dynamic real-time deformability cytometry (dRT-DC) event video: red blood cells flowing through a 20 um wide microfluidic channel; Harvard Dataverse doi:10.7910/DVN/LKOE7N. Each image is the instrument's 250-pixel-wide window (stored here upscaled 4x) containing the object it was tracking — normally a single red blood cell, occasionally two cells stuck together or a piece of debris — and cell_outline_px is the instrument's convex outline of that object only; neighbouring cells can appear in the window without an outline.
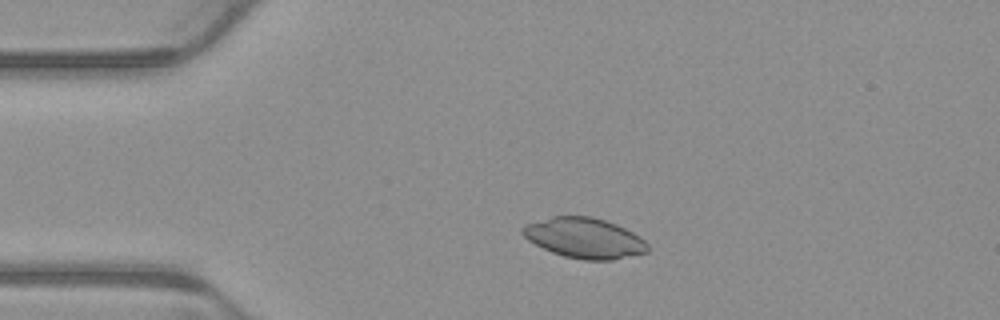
{"species": "common noctule bat (a hibernating species)", "species_latin": "Nyctalus noctula", "temperature_condition": "warm", "stored_images_in_passage": 4, "camera_frame_rate_fps": 3000, "um_per_image_px": 0.085, "animal": {"sex": "male", "body_mass_g": 23.1, "forearm_length_mm": 52.7}, "frame": {"image": 1, "passage_image": 3, "time_ms": 0.667, "image_size_px": [1000, 320], "cell_outline_px": [[648, 252], [612, 260], [584, 260], [564, 256], [552, 252], [528, 240], [520, 232], [520, 228], [524, 224], [552, 216], [592, 216], [616, 224], [640, 236], [648, 244]], "centroid_in_image_um": [49.66, 20.22], "position_along_channel_um": 35.3, "area_um2": 29.42}}